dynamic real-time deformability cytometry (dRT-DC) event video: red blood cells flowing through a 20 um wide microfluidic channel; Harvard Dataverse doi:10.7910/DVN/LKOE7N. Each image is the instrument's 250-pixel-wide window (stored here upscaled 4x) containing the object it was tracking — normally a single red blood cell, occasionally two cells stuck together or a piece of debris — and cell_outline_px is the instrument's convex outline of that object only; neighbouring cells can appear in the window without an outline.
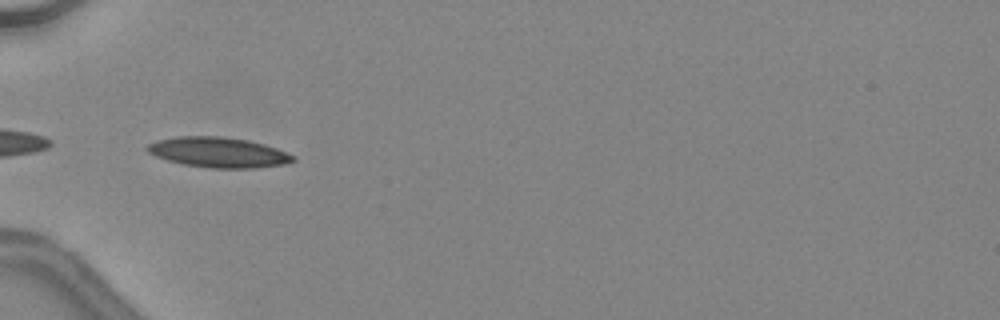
{"species": "common noctule bat (a hibernating species)", "species_latin": "Nyctalus noctula", "temperature_condition": "warm", "stored_images_in_passage": 31, "camera_frame_rate_fps": 3000, "um_per_image_px": 0.085, "animal": {"sex": "female", "body_mass_g": 24.6, "forearm_length_mm": 56.2}, "frame": {"image": 1, "passage_image": 1, "time_ms": 0.0, "image_size_px": [1000, 320], "cell_outline_px": [[296, 160], [284, 164], [256, 168], [208, 168], [184, 164], [168, 160], [156, 156], [148, 152], [144, 148], [148, 144], [156, 140], [176, 136], [220, 136], [248, 140], [264, 144], [276, 148], [296, 156]], "centroid_in_image_um": [18.56, 12.94], "position_along_channel_um": 66.4, "area_um2": 25.78}, "authors_computed_cell_mechanics": {"area_um2": 23.7558, "velocity_mm_per_s": 4.5482, "shape_relaxation_time_tau1_ms": null, "shape_relaxation_time_tau2_ms": 5.417, "deformation_change_tau1": null, "deformation_change_tau2": 0.1268}}